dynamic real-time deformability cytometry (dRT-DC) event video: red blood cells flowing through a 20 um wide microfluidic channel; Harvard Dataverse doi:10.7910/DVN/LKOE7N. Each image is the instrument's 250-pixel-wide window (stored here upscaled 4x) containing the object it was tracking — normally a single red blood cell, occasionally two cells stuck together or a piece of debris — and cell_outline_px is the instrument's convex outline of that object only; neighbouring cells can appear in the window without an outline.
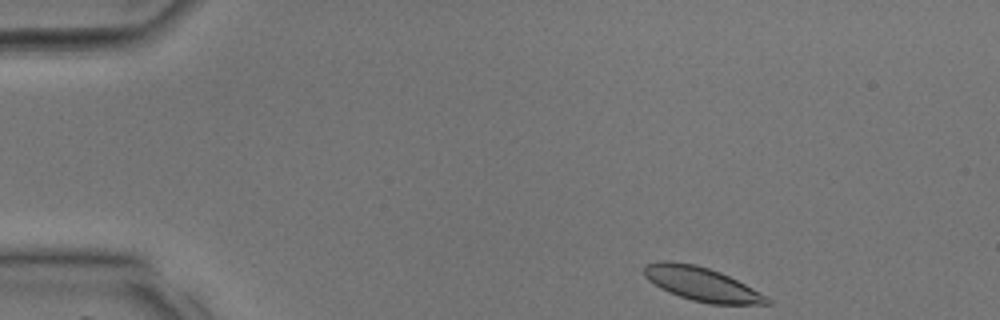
{"species": "common noctule bat (a hibernating species)", "species_latin": "Nyctalus noctula", "temperature_condition": "room temperature", "stored_images_in_passage": 34, "camera_frame_rate_fps": 3000, "um_per_image_px": 0.085, "animal": {"sex": "male", "body_mass_g": 17.9, "forearm_length_mm": 54.2}, "frame": {"image": 1, "passage_image": 1, "time_ms": 0.0, "image_size_px": [1000, 320], "cell_outline_px": [[772, 304], [708, 304], [692, 300], [668, 292], [660, 288], [648, 280], [644, 276], [644, 264], [660, 260], [668, 260], [696, 264], [720, 272], [768, 296], [772, 300]], "centroid_in_image_um": [59.62, 24.13], "position_along_channel_um": 25.4, "area_um2": 24.33}}
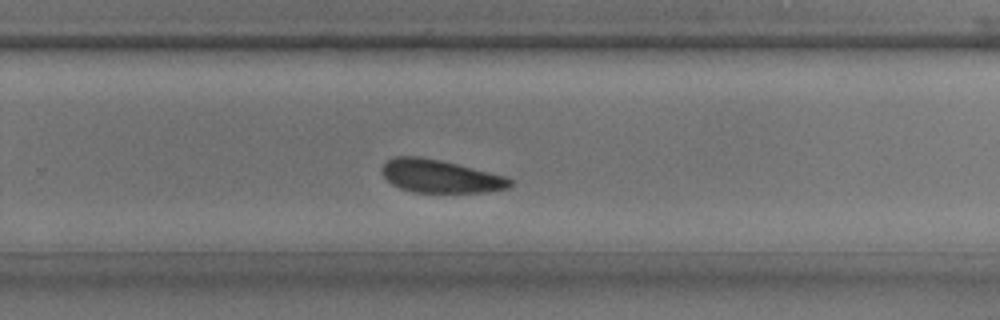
{"frame": {"image": 2, "passage_image": 21, "time_ms": 6.667, "image_size_px": [1000, 320], "cell_outline_px": [[512, 184], [508, 188], [484, 192], [412, 192], [400, 188], [392, 184], [384, 176], [380, 168], [388, 160], [396, 156], [420, 156], [440, 160], [508, 176], [512, 180]], "centroid_in_image_um": [37.43, 14.98], "position_along_channel_um": 292.4, "area_um2": 24.62}}
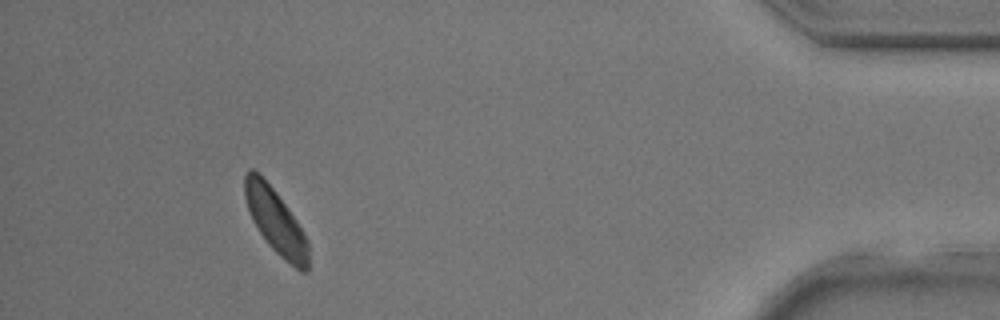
{"frame": {"image": 3, "passage_image": 31, "time_ms": 10.0, "image_size_px": [1000, 320], "cell_outline_px": [[308, 268], [304, 272], [300, 272], [280, 256], [268, 244], [252, 220], [244, 196], [244, 176], [248, 168], [252, 168], [276, 192], [296, 220], [308, 240]], "centroid_in_image_um": [23.42, 18.82], "position_along_channel_um": 411.8, "area_um2": 23.58}}